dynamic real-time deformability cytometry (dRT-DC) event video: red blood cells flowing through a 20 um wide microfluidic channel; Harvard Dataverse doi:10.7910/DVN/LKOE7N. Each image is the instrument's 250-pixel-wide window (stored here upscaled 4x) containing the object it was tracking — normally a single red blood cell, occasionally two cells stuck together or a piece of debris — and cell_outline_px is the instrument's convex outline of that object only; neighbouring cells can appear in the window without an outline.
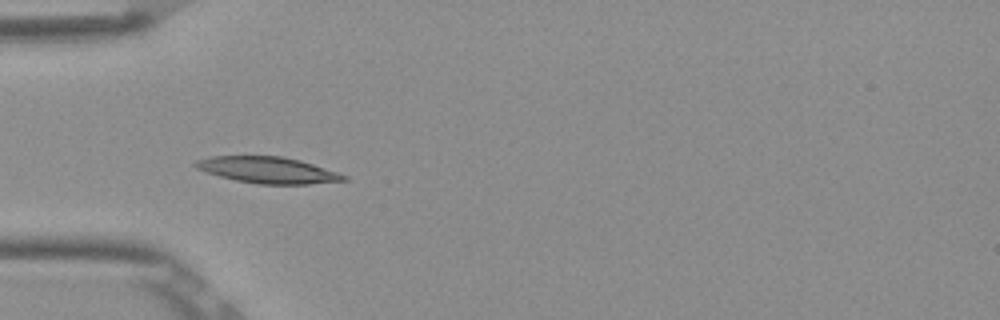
{"species": "Egyptian fruit bat (a non-hibernating species)", "species_latin": "Rousettus aegyptiacus", "temperature_condition": "room temperature", "stored_images_in_passage": 7, "camera_frame_rate_fps": 3000, "um_per_image_px": 0.085, "frame": {"image": 1, "passage_image": 5, "time_ms": 1.333, "image_size_px": [1000, 320], "cell_outline_px": [[348, 180], [308, 184], [260, 184], [236, 180], [220, 176], [196, 168], [192, 164], [196, 160], [212, 156], [284, 156], [300, 160], [348, 176]], "centroid_in_image_um": [22.76, 14.45], "position_along_channel_um": 62.2, "area_um2": 22.54}}
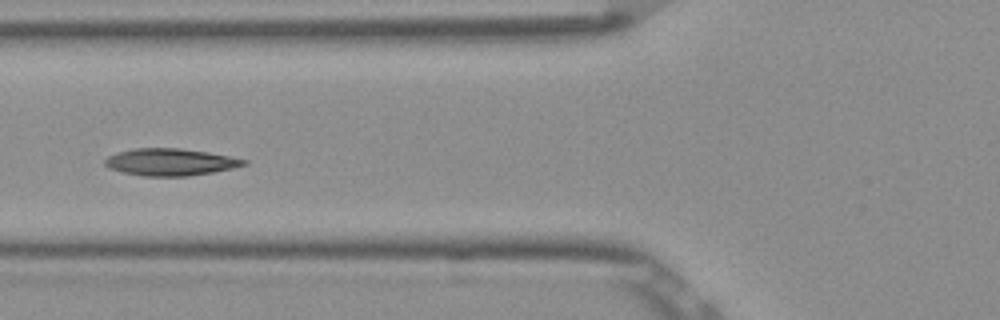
{"frame": {"image": 2, "passage_image": 6, "time_ms": 1.667, "image_size_px": [1000, 320], "cell_outline_px": [[248, 164], [232, 168], [212, 172], [188, 176], [144, 176], [124, 172], [108, 168], [104, 164], [104, 160], [108, 156], [116, 152], [132, 148], [180, 148], [208, 152], [248, 160]], "centroid_in_image_um": [14.45, 13.77], "position_along_channel_um": 111.3, "area_um2": 21.91}}
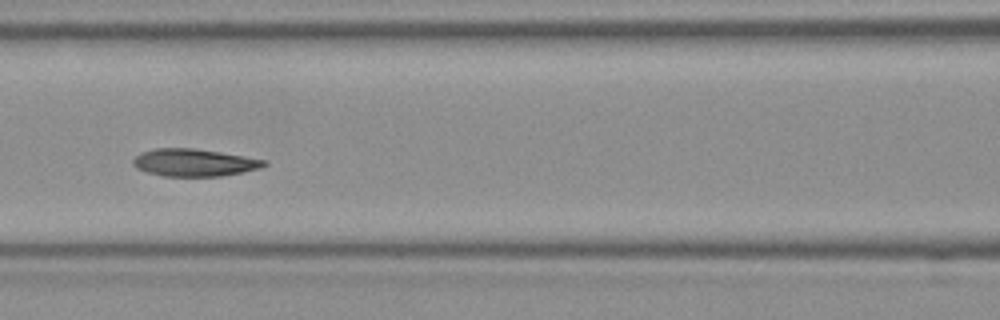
{"frame": {"image": 3, "passage_image": 7, "time_ms": 2.0, "image_size_px": [1000, 320], "cell_outline_px": [[268, 164], [260, 168], [244, 172], [220, 176], [164, 176], [148, 172], [136, 168], [132, 164], [132, 160], [140, 152], [152, 148], [192, 148], [220, 152], [268, 160]], "centroid_in_image_um": [16.5, 13.81], "position_along_channel_um": 150.1, "area_um2": 21.04}}